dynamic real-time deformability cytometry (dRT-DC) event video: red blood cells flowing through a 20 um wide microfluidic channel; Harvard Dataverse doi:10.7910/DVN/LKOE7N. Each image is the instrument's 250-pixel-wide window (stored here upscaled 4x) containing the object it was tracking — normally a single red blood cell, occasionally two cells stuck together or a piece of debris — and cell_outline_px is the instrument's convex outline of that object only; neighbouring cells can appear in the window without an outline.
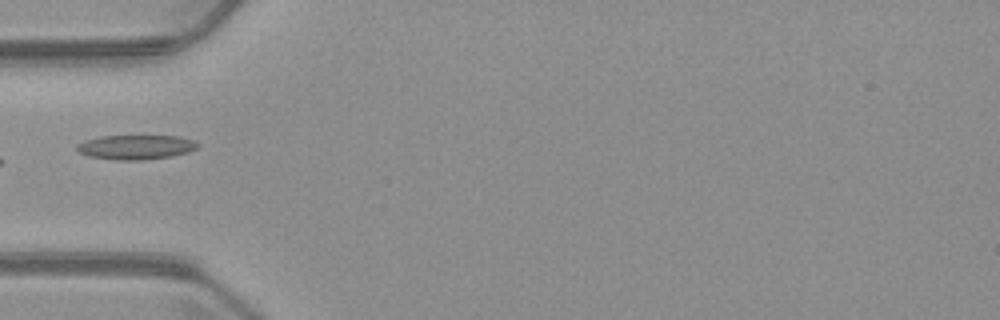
{"species": "common noctule bat (a hibernating species)", "species_latin": "Nyctalus noctula", "temperature_condition": "warm", "stored_images_in_passage": 4, "camera_frame_rate_fps": 3000, "um_per_image_px": 0.085, "animal": {"sex": "male", "body_mass_g": 23.1, "forearm_length_mm": 52.7}, "frame": {"image": 1, "passage_image": 4, "time_ms": 3.667, "image_size_px": [1000, 320], "cell_outline_px": [[200, 144], [196, 148], [188, 152], [172, 156], [140, 160], [116, 160], [88, 156], [80, 152], [76, 148], [76, 144], [84, 140], [100, 136], [180, 136], [192, 140]], "centroid_in_image_um": [11.53, 12.5], "position_along_channel_um": 73.5, "area_um2": 17.22}}